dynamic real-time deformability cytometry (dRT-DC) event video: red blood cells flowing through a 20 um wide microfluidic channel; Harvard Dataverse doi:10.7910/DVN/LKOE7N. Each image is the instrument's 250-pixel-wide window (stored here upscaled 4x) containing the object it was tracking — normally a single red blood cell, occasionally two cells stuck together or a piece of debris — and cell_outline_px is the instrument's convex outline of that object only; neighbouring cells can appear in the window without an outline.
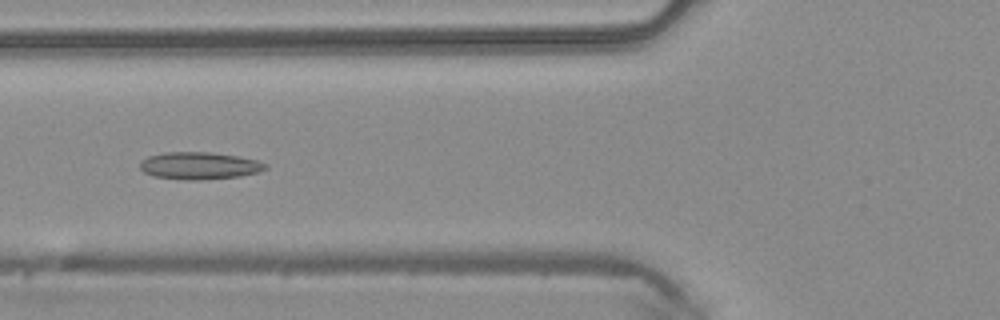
{"species": "common noctule bat (a hibernating species)", "species_latin": "Nyctalus noctula", "temperature_condition": "warm", "stored_images_in_passage": 43, "camera_frame_rate_fps": 3000, "um_per_image_px": 0.085, "animal": {"sex": "male", "body_mass_g": 20.4}, "frame": {"image": 1, "passage_image": 14, "time_ms": 4.333, "image_size_px": [1000, 320], "cell_outline_px": [[268, 168], [260, 172], [240, 176], [200, 180], [192, 180], [152, 176], [144, 172], [140, 168], [140, 164], [148, 156], [164, 152], [212, 152], [236, 156], [256, 160], [268, 164]], "centroid_in_image_um": [16.97, 14.08], "position_along_channel_um": 108.8, "area_um2": 19.88}}
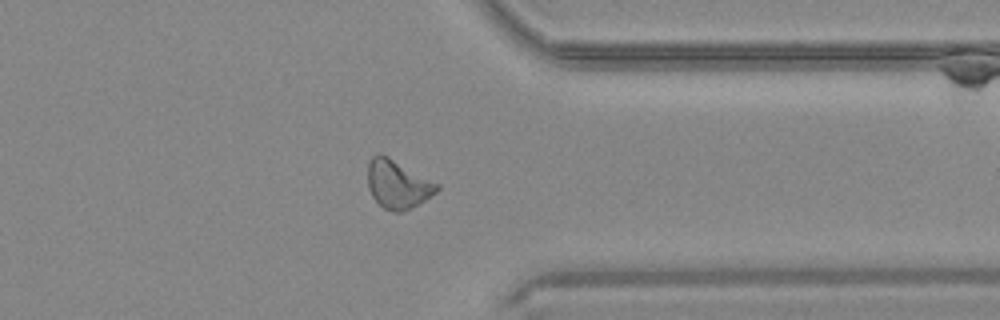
{"frame": {"image": 2, "passage_image": 33, "time_ms": 10.667, "image_size_px": [1000, 320], "cell_outline_px": [[440, 188], [436, 192], [424, 200], [400, 212], [396, 212], [384, 208], [372, 196], [368, 188], [368, 164], [372, 156], [376, 152], [380, 152], [388, 156], [440, 184]], "centroid_in_image_um": [33.79, 15.62], "position_along_channel_um": 377.6, "area_um2": 19.36}}
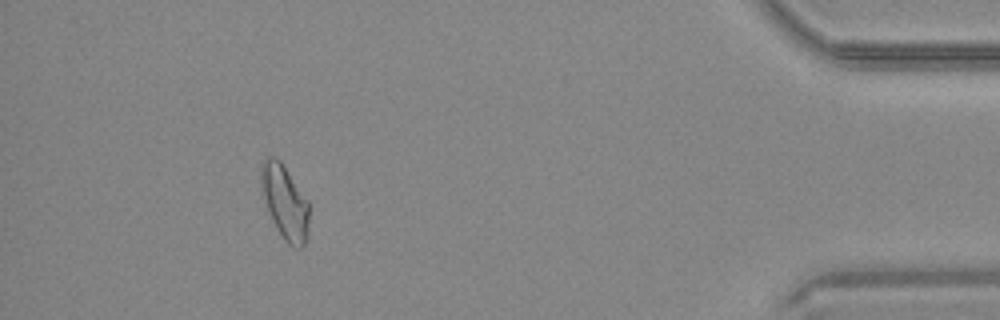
{"frame": {"image": 3, "passage_image": 39, "time_ms": 12.667, "image_size_px": [1000, 320], "cell_outline_px": [[308, 236], [304, 244], [300, 248], [292, 248], [284, 240], [272, 220], [260, 184], [260, 164], [268, 156], [272, 156], [280, 160], [308, 200]], "centroid_in_image_um": [24.21, 17.17], "position_along_channel_um": 411.0, "area_um2": 20.63}}